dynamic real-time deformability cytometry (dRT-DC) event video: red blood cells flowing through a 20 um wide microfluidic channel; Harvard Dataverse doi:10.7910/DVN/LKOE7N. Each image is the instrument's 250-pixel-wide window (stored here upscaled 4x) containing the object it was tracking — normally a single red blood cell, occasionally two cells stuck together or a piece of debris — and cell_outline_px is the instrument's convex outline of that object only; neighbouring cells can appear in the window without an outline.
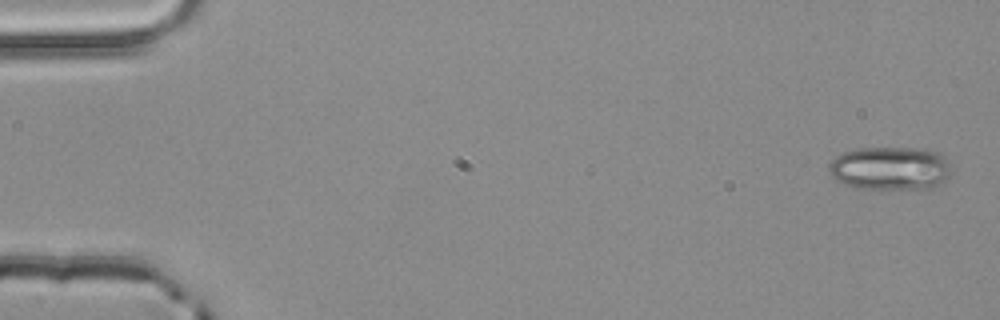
{"species": "common noctule bat (a hibernating species)", "species_latin": "Nyctalus noctula", "temperature_condition": "room temperature", "stored_images_in_passage": 3, "camera_frame_rate_fps": 3000, "um_per_image_px": 0.085, "animal": {"sex": "male", "body_mass_g": 20.4}, "frame": {"image": 1, "passage_image": 1, "time_ms": 0.0, "image_size_px": [1000, 320], "cell_outline_px": [[948, 176], [944, 180], [928, 188], [856, 188], [844, 184], [836, 180], [828, 172], [828, 164], [836, 156], [844, 152], [856, 148], [924, 148], [940, 152], [944, 156], [948, 168]], "centroid_in_image_um": [75.6, 14.28], "position_along_channel_um": 9.4, "area_um2": 30.69}}